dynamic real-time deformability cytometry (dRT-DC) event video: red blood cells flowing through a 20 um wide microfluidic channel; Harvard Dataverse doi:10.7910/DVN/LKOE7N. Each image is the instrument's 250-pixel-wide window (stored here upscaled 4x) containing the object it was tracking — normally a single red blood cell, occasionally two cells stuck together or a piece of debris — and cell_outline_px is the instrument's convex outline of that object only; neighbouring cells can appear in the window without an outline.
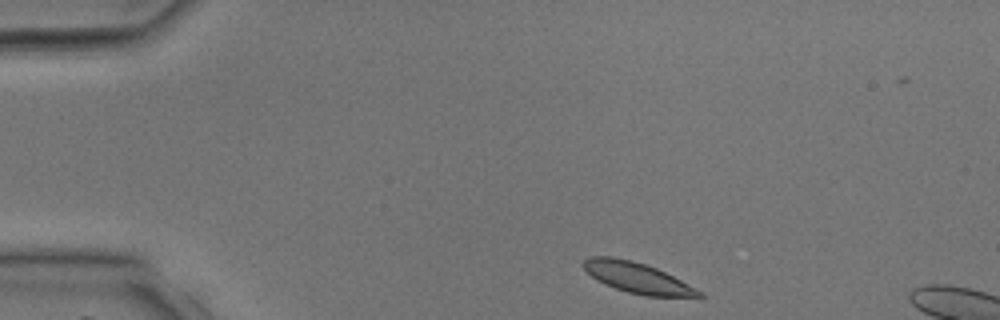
{"species": "common noctule bat (a hibernating species)", "species_latin": "Nyctalus noctula", "temperature_condition": "room temperature", "stored_images_in_passage": 7, "camera_frame_rate_fps": 3000, "um_per_image_px": 0.085, "animal": {"sex": "male", "body_mass_g": 17.9, "forearm_length_mm": 54.2}, "frame": {"image": 1, "passage_image": 1, "time_ms": 0.0, "image_size_px": [1000, 320], "cell_outline_px": [[704, 296], [644, 296], [628, 292], [604, 284], [596, 280], [580, 264], [588, 256], [612, 256], [632, 260], [656, 268], [704, 292]], "centroid_in_image_um": [54.11, 23.59], "position_along_channel_um": 30.9, "area_um2": 20.4}}